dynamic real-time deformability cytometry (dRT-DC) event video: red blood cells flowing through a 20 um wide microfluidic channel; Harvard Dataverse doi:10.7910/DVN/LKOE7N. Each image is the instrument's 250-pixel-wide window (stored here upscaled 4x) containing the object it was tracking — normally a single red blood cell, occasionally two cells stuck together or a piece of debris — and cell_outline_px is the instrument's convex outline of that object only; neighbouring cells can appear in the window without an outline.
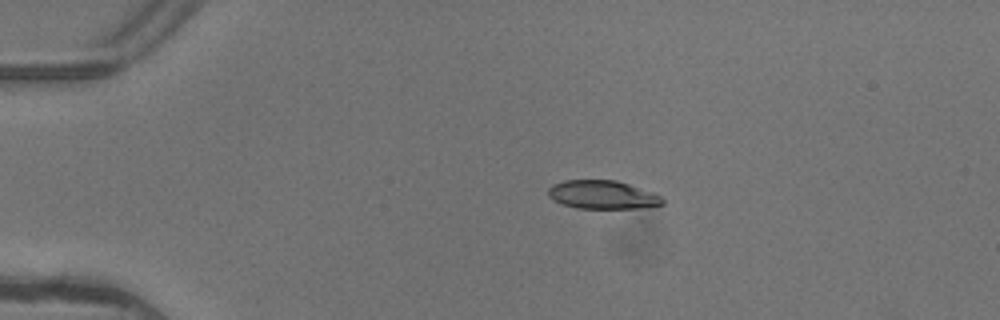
{"species": "common noctule bat (a hibernating species)", "species_latin": "Nyctalus noctula", "temperature_condition": "warm", "stored_images_in_passage": 6, "camera_frame_rate_fps": 3000, "um_per_image_px": 0.085, "animal": {"sex": "female"}, "frame": {"image": 1, "passage_image": 3, "time_ms": 0.667, "image_size_px": [1000, 320], "cell_outline_px": [[664, 204], [640, 208], [576, 208], [552, 200], [548, 196], [548, 188], [552, 184], [564, 180], [616, 180], [656, 192], [664, 200]], "centroid_in_image_um": [51.22, 16.54], "position_along_channel_um": 33.8, "area_um2": 19.13}}
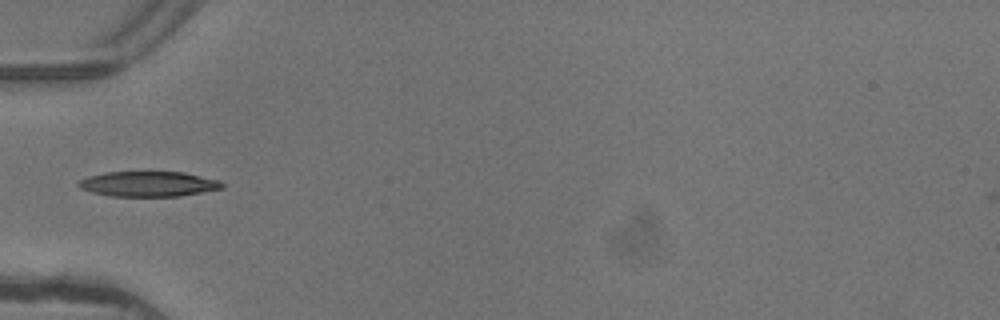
{"frame": {"image": 2, "passage_image": 5, "time_ms": 1.333, "image_size_px": [1000, 320], "cell_outline_px": [[224, 188], [180, 196], [108, 196], [92, 192], [80, 188], [76, 184], [80, 180], [88, 176], [104, 172], [184, 172], [220, 180], [224, 184]], "centroid_in_image_um": [12.62, 15.63], "position_along_channel_um": 72.4, "area_um2": 21.15}}
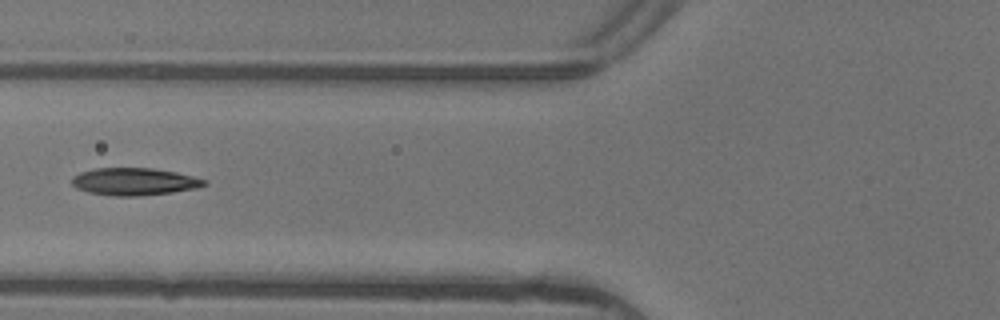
{"frame": {"image": 3, "passage_image": 6, "time_ms": 1.667, "image_size_px": [1000, 320], "cell_outline_px": [[208, 184], [196, 188], [172, 192], [140, 196], [116, 196], [88, 192], [76, 188], [72, 184], [72, 176], [80, 172], [96, 168], [152, 168], [176, 172], [192, 176], [204, 180]], "centroid_in_image_um": [11.39, 15.43], "position_along_channel_um": 114.4, "area_um2": 21.04}}